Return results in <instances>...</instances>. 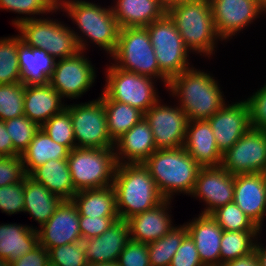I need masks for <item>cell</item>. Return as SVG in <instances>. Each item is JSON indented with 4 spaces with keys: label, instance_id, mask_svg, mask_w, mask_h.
Here are the masks:
<instances>
[{
    "label": "cell",
    "instance_id": "cell-19",
    "mask_svg": "<svg viewBox=\"0 0 266 266\" xmlns=\"http://www.w3.org/2000/svg\"><path fill=\"white\" fill-rule=\"evenodd\" d=\"M233 202L262 232L266 216V176L264 173L234 175Z\"/></svg>",
    "mask_w": 266,
    "mask_h": 266
},
{
    "label": "cell",
    "instance_id": "cell-13",
    "mask_svg": "<svg viewBox=\"0 0 266 266\" xmlns=\"http://www.w3.org/2000/svg\"><path fill=\"white\" fill-rule=\"evenodd\" d=\"M221 166L232 175L264 173L266 170V131L250 128L222 155Z\"/></svg>",
    "mask_w": 266,
    "mask_h": 266
},
{
    "label": "cell",
    "instance_id": "cell-30",
    "mask_svg": "<svg viewBox=\"0 0 266 266\" xmlns=\"http://www.w3.org/2000/svg\"><path fill=\"white\" fill-rule=\"evenodd\" d=\"M79 216L119 217L113 186L93 188L76 192L71 199Z\"/></svg>",
    "mask_w": 266,
    "mask_h": 266
},
{
    "label": "cell",
    "instance_id": "cell-29",
    "mask_svg": "<svg viewBox=\"0 0 266 266\" xmlns=\"http://www.w3.org/2000/svg\"><path fill=\"white\" fill-rule=\"evenodd\" d=\"M63 199L51 193L42 183L29 175L24 178V209L23 212L36 220L40 227L54 214Z\"/></svg>",
    "mask_w": 266,
    "mask_h": 266
},
{
    "label": "cell",
    "instance_id": "cell-32",
    "mask_svg": "<svg viewBox=\"0 0 266 266\" xmlns=\"http://www.w3.org/2000/svg\"><path fill=\"white\" fill-rule=\"evenodd\" d=\"M69 150L53 141L49 135L39 129L28 145L27 149L22 153L21 159L26 175H29L35 168L41 166L49 160L67 159Z\"/></svg>",
    "mask_w": 266,
    "mask_h": 266
},
{
    "label": "cell",
    "instance_id": "cell-8",
    "mask_svg": "<svg viewBox=\"0 0 266 266\" xmlns=\"http://www.w3.org/2000/svg\"><path fill=\"white\" fill-rule=\"evenodd\" d=\"M42 16L25 20L15 27L22 42L31 48L44 50L55 60L71 57L80 51L71 27L57 19Z\"/></svg>",
    "mask_w": 266,
    "mask_h": 266
},
{
    "label": "cell",
    "instance_id": "cell-3",
    "mask_svg": "<svg viewBox=\"0 0 266 266\" xmlns=\"http://www.w3.org/2000/svg\"><path fill=\"white\" fill-rule=\"evenodd\" d=\"M166 14L190 52L212 57L222 39L216 32L209 0H183L166 10Z\"/></svg>",
    "mask_w": 266,
    "mask_h": 266
},
{
    "label": "cell",
    "instance_id": "cell-12",
    "mask_svg": "<svg viewBox=\"0 0 266 266\" xmlns=\"http://www.w3.org/2000/svg\"><path fill=\"white\" fill-rule=\"evenodd\" d=\"M80 50L71 57L58 59L55 62L49 84L64 99H78L86 93L95 82L94 65Z\"/></svg>",
    "mask_w": 266,
    "mask_h": 266
},
{
    "label": "cell",
    "instance_id": "cell-18",
    "mask_svg": "<svg viewBox=\"0 0 266 266\" xmlns=\"http://www.w3.org/2000/svg\"><path fill=\"white\" fill-rule=\"evenodd\" d=\"M38 228L39 244L48 251L56 246L82 241L79 213L72 200H63L49 220Z\"/></svg>",
    "mask_w": 266,
    "mask_h": 266
},
{
    "label": "cell",
    "instance_id": "cell-45",
    "mask_svg": "<svg viewBox=\"0 0 266 266\" xmlns=\"http://www.w3.org/2000/svg\"><path fill=\"white\" fill-rule=\"evenodd\" d=\"M245 101L249 107L251 128L266 131V83Z\"/></svg>",
    "mask_w": 266,
    "mask_h": 266
},
{
    "label": "cell",
    "instance_id": "cell-7",
    "mask_svg": "<svg viewBox=\"0 0 266 266\" xmlns=\"http://www.w3.org/2000/svg\"><path fill=\"white\" fill-rule=\"evenodd\" d=\"M76 192L113 184L117 168L114 148H73L67 158Z\"/></svg>",
    "mask_w": 266,
    "mask_h": 266
},
{
    "label": "cell",
    "instance_id": "cell-55",
    "mask_svg": "<svg viewBox=\"0 0 266 266\" xmlns=\"http://www.w3.org/2000/svg\"><path fill=\"white\" fill-rule=\"evenodd\" d=\"M0 266H10V261L0 257Z\"/></svg>",
    "mask_w": 266,
    "mask_h": 266
},
{
    "label": "cell",
    "instance_id": "cell-16",
    "mask_svg": "<svg viewBox=\"0 0 266 266\" xmlns=\"http://www.w3.org/2000/svg\"><path fill=\"white\" fill-rule=\"evenodd\" d=\"M190 195L206 204L200 214L210 215L217 208L233 202L234 175L221 165L201 167Z\"/></svg>",
    "mask_w": 266,
    "mask_h": 266
},
{
    "label": "cell",
    "instance_id": "cell-56",
    "mask_svg": "<svg viewBox=\"0 0 266 266\" xmlns=\"http://www.w3.org/2000/svg\"><path fill=\"white\" fill-rule=\"evenodd\" d=\"M256 1L266 11V0H256Z\"/></svg>",
    "mask_w": 266,
    "mask_h": 266
},
{
    "label": "cell",
    "instance_id": "cell-48",
    "mask_svg": "<svg viewBox=\"0 0 266 266\" xmlns=\"http://www.w3.org/2000/svg\"><path fill=\"white\" fill-rule=\"evenodd\" d=\"M169 266H203L193 239L187 234Z\"/></svg>",
    "mask_w": 266,
    "mask_h": 266
},
{
    "label": "cell",
    "instance_id": "cell-1",
    "mask_svg": "<svg viewBox=\"0 0 266 266\" xmlns=\"http://www.w3.org/2000/svg\"><path fill=\"white\" fill-rule=\"evenodd\" d=\"M58 8L65 11L79 29L81 34L78 31L74 34L80 50L85 52L89 39L109 56L115 52L120 26L110 6L104 8L85 0H58Z\"/></svg>",
    "mask_w": 266,
    "mask_h": 266
},
{
    "label": "cell",
    "instance_id": "cell-27",
    "mask_svg": "<svg viewBox=\"0 0 266 266\" xmlns=\"http://www.w3.org/2000/svg\"><path fill=\"white\" fill-rule=\"evenodd\" d=\"M18 60L22 83L25 85L49 83L56 60L47 52L31 48L21 42L18 45Z\"/></svg>",
    "mask_w": 266,
    "mask_h": 266
},
{
    "label": "cell",
    "instance_id": "cell-53",
    "mask_svg": "<svg viewBox=\"0 0 266 266\" xmlns=\"http://www.w3.org/2000/svg\"><path fill=\"white\" fill-rule=\"evenodd\" d=\"M183 0H158V2L166 9L168 10L171 6H174L178 3H180Z\"/></svg>",
    "mask_w": 266,
    "mask_h": 266
},
{
    "label": "cell",
    "instance_id": "cell-10",
    "mask_svg": "<svg viewBox=\"0 0 266 266\" xmlns=\"http://www.w3.org/2000/svg\"><path fill=\"white\" fill-rule=\"evenodd\" d=\"M146 28L159 69L169 79L193 67L188 62L189 50L167 14L146 26Z\"/></svg>",
    "mask_w": 266,
    "mask_h": 266
},
{
    "label": "cell",
    "instance_id": "cell-35",
    "mask_svg": "<svg viewBox=\"0 0 266 266\" xmlns=\"http://www.w3.org/2000/svg\"><path fill=\"white\" fill-rule=\"evenodd\" d=\"M188 234L185 224L174 226L159 240L147 244L151 266H169L184 237Z\"/></svg>",
    "mask_w": 266,
    "mask_h": 266
},
{
    "label": "cell",
    "instance_id": "cell-25",
    "mask_svg": "<svg viewBox=\"0 0 266 266\" xmlns=\"http://www.w3.org/2000/svg\"><path fill=\"white\" fill-rule=\"evenodd\" d=\"M64 108L62 97L49 83L25 85L24 115L39 127Z\"/></svg>",
    "mask_w": 266,
    "mask_h": 266
},
{
    "label": "cell",
    "instance_id": "cell-40",
    "mask_svg": "<svg viewBox=\"0 0 266 266\" xmlns=\"http://www.w3.org/2000/svg\"><path fill=\"white\" fill-rule=\"evenodd\" d=\"M24 88L22 82L0 84V120L24 115Z\"/></svg>",
    "mask_w": 266,
    "mask_h": 266
},
{
    "label": "cell",
    "instance_id": "cell-2",
    "mask_svg": "<svg viewBox=\"0 0 266 266\" xmlns=\"http://www.w3.org/2000/svg\"><path fill=\"white\" fill-rule=\"evenodd\" d=\"M212 75L192 67L173 76L168 83L171 95L178 97V104L189 121L208 120L226 103L221 88Z\"/></svg>",
    "mask_w": 266,
    "mask_h": 266
},
{
    "label": "cell",
    "instance_id": "cell-43",
    "mask_svg": "<svg viewBox=\"0 0 266 266\" xmlns=\"http://www.w3.org/2000/svg\"><path fill=\"white\" fill-rule=\"evenodd\" d=\"M24 180L0 187V210L8 215L23 212Z\"/></svg>",
    "mask_w": 266,
    "mask_h": 266
},
{
    "label": "cell",
    "instance_id": "cell-38",
    "mask_svg": "<svg viewBox=\"0 0 266 266\" xmlns=\"http://www.w3.org/2000/svg\"><path fill=\"white\" fill-rule=\"evenodd\" d=\"M210 215L224 231H259V227L234 202L217 208Z\"/></svg>",
    "mask_w": 266,
    "mask_h": 266
},
{
    "label": "cell",
    "instance_id": "cell-54",
    "mask_svg": "<svg viewBox=\"0 0 266 266\" xmlns=\"http://www.w3.org/2000/svg\"><path fill=\"white\" fill-rule=\"evenodd\" d=\"M85 266H120L118 262H107V263H88Z\"/></svg>",
    "mask_w": 266,
    "mask_h": 266
},
{
    "label": "cell",
    "instance_id": "cell-4",
    "mask_svg": "<svg viewBox=\"0 0 266 266\" xmlns=\"http://www.w3.org/2000/svg\"><path fill=\"white\" fill-rule=\"evenodd\" d=\"M112 186L117 212L122 220L147 211L164 200L143 163L118 164Z\"/></svg>",
    "mask_w": 266,
    "mask_h": 266
},
{
    "label": "cell",
    "instance_id": "cell-39",
    "mask_svg": "<svg viewBox=\"0 0 266 266\" xmlns=\"http://www.w3.org/2000/svg\"><path fill=\"white\" fill-rule=\"evenodd\" d=\"M40 128L43 129L53 141L65 146L69 151L76 148L70 109L67 106L61 112L53 115Z\"/></svg>",
    "mask_w": 266,
    "mask_h": 266
},
{
    "label": "cell",
    "instance_id": "cell-33",
    "mask_svg": "<svg viewBox=\"0 0 266 266\" xmlns=\"http://www.w3.org/2000/svg\"><path fill=\"white\" fill-rule=\"evenodd\" d=\"M100 98L106 112L108 134L114 143L144 118L142 111L129 104L110 100L104 93Z\"/></svg>",
    "mask_w": 266,
    "mask_h": 266
},
{
    "label": "cell",
    "instance_id": "cell-14",
    "mask_svg": "<svg viewBox=\"0 0 266 266\" xmlns=\"http://www.w3.org/2000/svg\"><path fill=\"white\" fill-rule=\"evenodd\" d=\"M153 133L155 147L175 149L183 147L189 119L180 106H167L159 100L144 113Z\"/></svg>",
    "mask_w": 266,
    "mask_h": 266
},
{
    "label": "cell",
    "instance_id": "cell-52",
    "mask_svg": "<svg viewBox=\"0 0 266 266\" xmlns=\"http://www.w3.org/2000/svg\"><path fill=\"white\" fill-rule=\"evenodd\" d=\"M265 247V248H264ZM260 266H266V246H263V244L258 242V236L255 243V249H254Z\"/></svg>",
    "mask_w": 266,
    "mask_h": 266
},
{
    "label": "cell",
    "instance_id": "cell-44",
    "mask_svg": "<svg viewBox=\"0 0 266 266\" xmlns=\"http://www.w3.org/2000/svg\"><path fill=\"white\" fill-rule=\"evenodd\" d=\"M25 177L21 155L0 156V187L21 182Z\"/></svg>",
    "mask_w": 266,
    "mask_h": 266
},
{
    "label": "cell",
    "instance_id": "cell-20",
    "mask_svg": "<svg viewBox=\"0 0 266 266\" xmlns=\"http://www.w3.org/2000/svg\"><path fill=\"white\" fill-rule=\"evenodd\" d=\"M171 200L164 199L155 207L138 213L127 219L130 239L141 243H150L162 238L173 227Z\"/></svg>",
    "mask_w": 266,
    "mask_h": 266
},
{
    "label": "cell",
    "instance_id": "cell-11",
    "mask_svg": "<svg viewBox=\"0 0 266 266\" xmlns=\"http://www.w3.org/2000/svg\"><path fill=\"white\" fill-rule=\"evenodd\" d=\"M70 109L76 147L114 148L107 130V117L103 100L66 105ZM78 141V142H77Z\"/></svg>",
    "mask_w": 266,
    "mask_h": 266
},
{
    "label": "cell",
    "instance_id": "cell-22",
    "mask_svg": "<svg viewBox=\"0 0 266 266\" xmlns=\"http://www.w3.org/2000/svg\"><path fill=\"white\" fill-rule=\"evenodd\" d=\"M193 239L203 266H220V242L223 229L211 215L199 214L184 223Z\"/></svg>",
    "mask_w": 266,
    "mask_h": 266
},
{
    "label": "cell",
    "instance_id": "cell-34",
    "mask_svg": "<svg viewBox=\"0 0 266 266\" xmlns=\"http://www.w3.org/2000/svg\"><path fill=\"white\" fill-rule=\"evenodd\" d=\"M259 231H224L220 242V266L252 253Z\"/></svg>",
    "mask_w": 266,
    "mask_h": 266
},
{
    "label": "cell",
    "instance_id": "cell-41",
    "mask_svg": "<svg viewBox=\"0 0 266 266\" xmlns=\"http://www.w3.org/2000/svg\"><path fill=\"white\" fill-rule=\"evenodd\" d=\"M12 140L13 156L22 155L40 127L25 115L4 121Z\"/></svg>",
    "mask_w": 266,
    "mask_h": 266
},
{
    "label": "cell",
    "instance_id": "cell-49",
    "mask_svg": "<svg viewBox=\"0 0 266 266\" xmlns=\"http://www.w3.org/2000/svg\"><path fill=\"white\" fill-rule=\"evenodd\" d=\"M49 264V252L40 244L27 254L10 262V266H48Z\"/></svg>",
    "mask_w": 266,
    "mask_h": 266
},
{
    "label": "cell",
    "instance_id": "cell-37",
    "mask_svg": "<svg viewBox=\"0 0 266 266\" xmlns=\"http://www.w3.org/2000/svg\"><path fill=\"white\" fill-rule=\"evenodd\" d=\"M0 9L25 15V17L21 16V18L17 17L12 20L15 27L25 20L35 19L36 16L34 15L39 16L40 14L45 15L60 11L58 0H0Z\"/></svg>",
    "mask_w": 266,
    "mask_h": 266
},
{
    "label": "cell",
    "instance_id": "cell-24",
    "mask_svg": "<svg viewBox=\"0 0 266 266\" xmlns=\"http://www.w3.org/2000/svg\"><path fill=\"white\" fill-rule=\"evenodd\" d=\"M183 147L201 167L221 165L222 154L207 120L188 122Z\"/></svg>",
    "mask_w": 266,
    "mask_h": 266
},
{
    "label": "cell",
    "instance_id": "cell-5",
    "mask_svg": "<svg viewBox=\"0 0 266 266\" xmlns=\"http://www.w3.org/2000/svg\"><path fill=\"white\" fill-rule=\"evenodd\" d=\"M143 164L161 195L169 200L178 193L190 195L201 169L184 147L156 150Z\"/></svg>",
    "mask_w": 266,
    "mask_h": 266
},
{
    "label": "cell",
    "instance_id": "cell-46",
    "mask_svg": "<svg viewBox=\"0 0 266 266\" xmlns=\"http://www.w3.org/2000/svg\"><path fill=\"white\" fill-rule=\"evenodd\" d=\"M147 243L129 240L117 262L120 266H151Z\"/></svg>",
    "mask_w": 266,
    "mask_h": 266
},
{
    "label": "cell",
    "instance_id": "cell-26",
    "mask_svg": "<svg viewBox=\"0 0 266 266\" xmlns=\"http://www.w3.org/2000/svg\"><path fill=\"white\" fill-rule=\"evenodd\" d=\"M115 1L116 4L110 7L120 28L146 27L166 14L158 0Z\"/></svg>",
    "mask_w": 266,
    "mask_h": 266
},
{
    "label": "cell",
    "instance_id": "cell-15",
    "mask_svg": "<svg viewBox=\"0 0 266 266\" xmlns=\"http://www.w3.org/2000/svg\"><path fill=\"white\" fill-rule=\"evenodd\" d=\"M209 3L216 32L225 42L266 13L256 0H209Z\"/></svg>",
    "mask_w": 266,
    "mask_h": 266
},
{
    "label": "cell",
    "instance_id": "cell-42",
    "mask_svg": "<svg viewBox=\"0 0 266 266\" xmlns=\"http://www.w3.org/2000/svg\"><path fill=\"white\" fill-rule=\"evenodd\" d=\"M48 252L52 266H85L88 264L82 241L56 246Z\"/></svg>",
    "mask_w": 266,
    "mask_h": 266
},
{
    "label": "cell",
    "instance_id": "cell-50",
    "mask_svg": "<svg viewBox=\"0 0 266 266\" xmlns=\"http://www.w3.org/2000/svg\"><path fill=\"white\" fill-rule=\"evenodd\" d=\"M0 156H13L12 140L2 120H0Z\"/></svg>",
    "mask_w": 266,
    "mask_h": 266
},
{
    "label": "cell",
    "instance_id": "cell-36",
    "mask_svg": "<svg viewBox=\"0 0 266 266\" xmlns=\"http://www.w3.org/2000/svg\"><path fill=\"white\" fill-rule=\"evenodd\" d=\"M17 35L0 38V84L22 82L18 60V45L22 38Z\"/></svg>",
    "mask_w": 266,
    "mask_h": 266
},
{
    "label": "cell",
    "instance_id": "cell-47",
    "mask_svg": "<svg viewBox=\"0 0 266 266\" xmlns=\"http://www.w3.org/2000/svg\"><path fill=\"white\" fill-rule=\"evenodd\" d=\"M119 217L79 216V229L83 239H91L103 234Z\"/></svg>",
    "mask_w": 266,
    "mask_h": 266
},
{
    "label": "cell",
    "instance_id": "cell-9",
    "mask_svg": "<svg viewBox=\"0 0 266 266\" xmlns=\"http://www.w3.org/2000/svg\"><path fill=\"white\" fill-rule=\"evenodd\" d=\"M106 84L103 93L114 101L129 104L145 113L158 100L161 101L155 88L154 78L139 75L134 72L125 71L115 67L113 64L105 73Z\"/></svg>",
    "mask_w": 266,
    "mask_h": 266
},
{
    "label": "cell",
    "instance_id": "cell-21",
    "mask_svg": "<svg viewBox=\"0 0 266 266\" xmlns=\"http://www.w3.org/2000/svg\"><path fill=\"white\" fill-rule=\"evenodd\" d=\"M130 240L127 220L115 221L103 234L83 239L88 263L117 262L119 255Z\"/></svg>",
    "mask_w": 266,
    "mask_h": 266
},
{
    "label": "cell",
    "instance_id": "cell-17",
    "mask_svg": "<svg viewBox=\"0 0 266 266\" xmlns=\"http://www.w3.org/2000/svg\"><path fill=\"white\" fill-rule=\"evenodd\" d=\"M207 121L222 155L251 128L249 107L245 100L226 103Z\"/></svg>",
    "mask_w": 266,
    "mask_h": 266
},
{
    "label": "cell",
    "instance_id": "cell-23",
    "mask_svg": "<svg viewBox=\"0 0 266 266\" xmlns=\"http://www.w3.org/2000/svg\"><path fill=\"white\" fill-rule=\"evenodd\" d=\"M118 164L144 163L157 149L149 123L143 118L114 145Z\"/></svg>",
    "mask_w": 266,
    "mask_h": 266
},
{
    "label": "cell",
    "instance_id": "cell-6",
    "mask_svg": "<svg viewBox=\"0 0 266 266\" xmlns=\"http://www.w3.org/2000/svg\"><path fill=\"white\" fill-rule=\"evenodd\" d=\"M110 57L115 67L162 80L167 88L170 79L159 69L146 27L120 28L115 52Z\"/></svg>",
    "mask_w": 266,
    "mask_h": 266
},
{
    "label": "cell",
    "instance_id": "cell-51",
    "mask_svg": "<svg viewBox=\"0 0 266 266\" xmlns=\"http://www.w3.org/2000/svg\"><path fill=\"white\" fill-rule=\"evenodd\" d=\"M221 266H260L258 257L253 251L252 253L239 257L236 260H232L222 264Z\"/></svg>",
    "mask_w": 266,
    "mask_h": 266
},
{
    "label": "cell",
    "instance_id": "cell-31",
    "mask_svg": "<svg viewBox=\"0 0 266 266\" xmlns=\"http://www.w3.org/2000/svg\"><path fill=\"white\" fill-rule=\"evenodd\" d=\"M29 176L63 200H71L76 193L67 159L49 160L35 168Z\"/></svg>",
    "mask_w": 266,
    "mask_h": 266
},
{
    "label": "cell",
    "instance_id": "cell-28",
    "mask_svg": "<svg viewBox=\"0 0 266 266\" xmlns=\"http://www.w3.org/2000/svg\"><path fill=\"white\" fill-rule=\"evenodd\" d=\"M39 244L37 228L17 223L0 225V257L14 261Z\"/></svg>",
    "mask_w": 266,
    "mask_h": 266
}]
</instances>
